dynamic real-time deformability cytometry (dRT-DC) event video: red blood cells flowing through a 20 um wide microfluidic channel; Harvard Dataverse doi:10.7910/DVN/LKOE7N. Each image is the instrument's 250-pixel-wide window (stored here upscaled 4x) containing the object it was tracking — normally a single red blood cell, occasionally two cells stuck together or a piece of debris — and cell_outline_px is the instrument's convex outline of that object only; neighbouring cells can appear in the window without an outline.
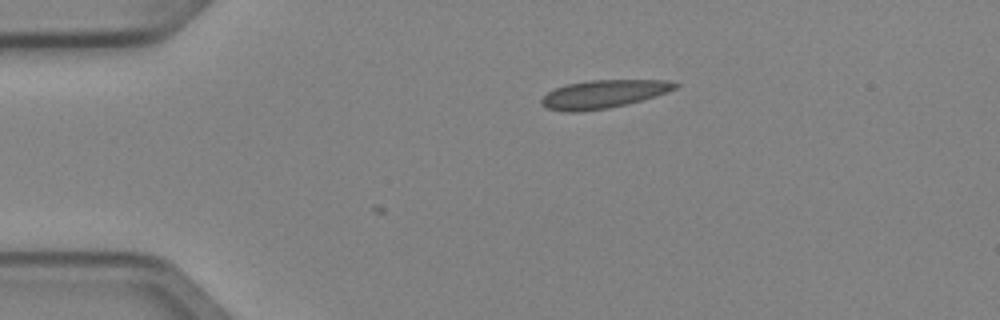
{"species": "Egyptian fruit bat (a non-hibernating species)", "species_latin": "Rousettus aegyptiacus", "temperature_condition": "cold", "stored_images_in_passage": 2, "camera_frame_rate_fps": 3000, "um_per_image_px": 0.085, "animal": {"sex": "female"}, "frame": {"image": 1, "passage_image": 2, "time_ms": 0.333, "image_size_px": [1000, 320], "cell_outline_px": [[680, 84], [676, 88], [668, 92], [628, 104], [608, 108], [580, 112], [564, 112], [548, 108], [540, 104], [540, 100], [548, 92], [556, 88], [568, 84], [588, 80], [668, 80]], "centroid_in_image_um": [51.29, 8.0], "position_along_channel_um": 33.7, "area_um2": 21.96}}